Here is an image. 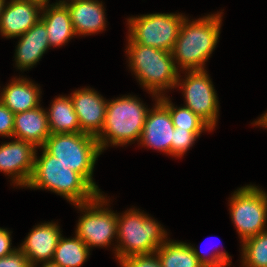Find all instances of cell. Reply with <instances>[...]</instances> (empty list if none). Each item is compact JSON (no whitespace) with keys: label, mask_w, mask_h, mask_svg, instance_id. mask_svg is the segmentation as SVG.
Masks as SVG:
<instances>
[{"label":"cell","mask_w":267,"mask_h":267,"mask_svg":"<svg viewBox=\"0 0 267 267\" xmlns=\"http://www.w3.org/2000/svg\"><path fill=\"white\" fill-rule=\"evenodd\" d=\"M186 79L178 75L176 86L181 87L185 98V107L204 120L212 129L216 127L219 102L209 74L205 70L186 72Z\"/></svg>","instance_id":"obj_10"},{"label":"cell","mask_w":267,"mask_h":267,"mask_svg":"<svg viewBox=\"0 0 267 267\" xmlns=\"http://www.w3.org/2000/svg\"><path fill=\"white\" fill-rule=\"evenodd\" d=\"M37 150L30 142L14 139L0 145V171L16 186L26 187L34 170Z\"/></svg>","instance_id":"obj_11"},{"label":"cell","mask_w":267,"mask_h":267,"mask_svg":"<svg viewBox=\"0 0 267 267\" xmlns=\"http://www.w3.org/2000/svg\"><path fill=\"white\" fill-rule=\"evenodd\" d=\"M60 227L54 222H45L34 226L24 242L18 247L28 258L31 267L50 263L61 237Z\"/></svg>","instance_id":"obj_14"},{"label":"cell","mask_w":267,"mask_h":267,"mask_svg":"<svg viewBox=\"0 0 267 267\" xmlns=\"http://www.w3.org/2000/svg\"><path fill=\"white\" fill-rule=\"evenodd\" d=\"M119 263L121 267H162L156 253L130 256Z\"/></svg>","instance_id":"obj_28"},{"label":"cell","mask_w":267,"mask_h":267,"mask_svg":"<svg viewBox=\"0 0 267 267\" xmlns=\"http://www.w3.org/2000/svg\"><path fill=\"white\" fill-rule=\"evenodd\" d=\"M168 109L173 121L175 129L189 130L193 132L197 137L203 131L213 130L204 120H202L198 115L193 113L189 108L183 107H174L170 99L164 96L158 98Z\"/></svg>","instance_id":"obj_24"},{"label":"cell","mask_w":267,"mask_h":267,"mask_svg":"<svg viewBox=\"0 0 267 267\" xmlns=\"http://www.w3.org/2000/svg\"><path fill=\"white\" fill-rule=\"evenodd\" d=\"M144 105L132 95L107 102L104 125L96 137L102 152L109 144L123 146L139 142L149 110Z\"/></svg>","instance_id":"obj_4"},{"label":"cell","mask_w":267,"mask_h":267,"mask_svg":"<svg viewBox=\"0 0 267 267\" xmlns=\"http://www.w3.org/2000/svg\"><path fill=\"white\" fill-rule=\"evenodd\" d=\"M117 242L115 255L118 261L130 256L155 253L167 240L165 229L144 212L137 209L117 214Z\"/></svg>","instance_id":"obj_5"},{"label":"cell","mask_w":267,"mask_h":267,"mask_svg":"<svg viewBox=\"0 0 267 267\" xmlns=\"http://www.w3.org/2000/svg\"><path fill=\"white\" fill-rule=\"evenodd\" d=\"M51 135L46 110L40 106L15 114L13 137L43 147Z\"/></svg>","instance_id":"obj_18"},{"label":"cell","mask_w":267,"mask_h":267,"mask_svg":"<svg viewBox=\"0 0 267 267\" xmlns=\"http://www.w3.org/2000/svg\"><path fill=\"white\" fill-rule=\"evenodd\" d=\"M221 14L222 12L208 14L194 21L184 18L171 50L177 70L179 66L185 72L205 70V62L215 50L219 40Z\"/></svg>","instance_id":"obj_1"},{"label":"cell","mask_w":267,"mask_h":267,"mask_svg":"<svg viewBox=\"0 0 267 267\" xmlns=\"http://www.w3.org/2000/svg\"><path fill=\"white\" fill-rule=\"evenodd\" d=\"M42 7L25 0L5 3L0 17V33L6 38L19 37L41 19Z\"/></svg>","instance_id":"obj_15"},{"label":"cell","mask_w":267,"mask_h":267,"mask_svg":"<svg viewBox=\"0 0 267 267\" xmlns=\"http://www.w3.org/2000/svg\"><path fill=\"white\" fill-rule=\"evenodd\" d=\"M174 130L169 109L157 99L154 108L148 110L139 144L171 155Z\"/></svg>","instance_id":"obj_12"},{"label":"cell","mask_w":267,"mask_h":267,"mask_svg":"<svg viewBox=\"0 0 267 267\" xmlns=\"http://www.w3.org/2000/svg\"><path fill=\"white\" fill-rule=\"evenodd\" d=\"M15 50L16 67L22 70L31 69L40 61L43 54L50 49L45 24L39 20L26 33L19 36Z\"/></svg>","instance_id":"obj_17"},{"label":"cell","mask_w":267,"mask_h":267,"mask_svg":"<svg viewBox=\"0 0 267 267\" xmlns=\"http://www.w3.org/2000/svg\"><path fill=\"white\" fill-rule=\"evenodd\" d=\"M185 16L152 13L128 19V43H137L171 52Z\"/></svg>","instance_id":"obj_7"},{"label":"cell","mask_w":267,"mask_h":267,"mask_svg":"<svg viewBox=\"0 0 267 267\" xmlns=\"http://www.w3.org/2000/svg\"><path fill=\"white\" fill-rule=\"evenodd\" d=\"M230 216L241 242L256 236L266 228L267 194L258 186L246 185L232 194Z\"/></svg>","instance_id":"obj_8"},{"label":"cell","mask_w":267,"mask_h":267,"mask_svg":"<svg viewBox=\"0 0 267 267\" xmlns=\"http://www.w3.org/2000/svg\"><path fill=\"white\" fill-rule=\"evenodd\" d=\"M31 3H35L37 5H39L40 7L44 8L45 6L48 5L49 0H25Z\"/></svg>","instance_id":"obj_33"},{"label":"cell","mask_w":267,"mask_h":267,"mask_svg":"<svg viewBox=\"0 0 267 267\" xmlns=\"http://www.w3.org/2000/svg\"><path fill=\"white\" fill-rule=\"evenodd\" d=\"M41 91L38 84L26 78H14L0 93V101L14 114L40 106Z\"/></svg>","instance_id":"obj_19"},{"label":"cell","mask_w":267,"mask_h":267,"mask_svg":"<svg viewBox=\"0 0 267 267\" xmlns=\"http://www.w3.org/2000/svg\"><path fill=\"white\" fill-rule=\"evenodd\" d=\"M69 2V0H59L56 4H64L68 8L76 35H91L105 29L107 21L102 1L71 0Z\"/></svg>","instance_id":"obj_16"},{"label":"cell","mask_w":267,"mask_h":267,"mask_svg":"<svg viewBox=\"0 0 267 267\" xmlns=\"http://www.w3.org/2000/svg\"><path fill=\"white\" fill-rule=\"evenodd\" d=\"M254 125H259L267 129V112L263 114L258 120L255 121Z\"/></svg>","instance_id":"obj_32"},{"label":"cell","mask_w":267,"mask_h":267,"mask_svg":"<svg viewBox=\"0 0 267 267\" xmlns=\"http://www.w3.org/2000/svg\"><path fill=\"white\" fill-rule=\"evenodd\" d=\"M47 29L50 47L62 46L76 36L69 10L64 4H49L42 9L40 19Z\"/></svg>","instance_id":"obj_20"},{"label":"cell","mask_w":267,"mask_h":267,"mask_svg":"<svg viewBox=\"0 0 267 267\" xmlns=\"http://www.w3.org/2000/svg\"><path fill=\"white\" fill-rule=\"evenodd\" d=\"M42 267H59V266L53 264L52 262H50V263H43V264H42Z\"/></svg>","instance_id":"obj_34"},{"label":"cell","mask_w":267,"mask_h":267,"mask_svg":"<svg viewBox=\"0 0 267 267\" xmlns=\"http://www.w3.org/2000/svg\"><path fill=\"white\" fill-rule=\"evenodd\" d=\"M109 201L104 194H99L93 201L74 204L80 211L85 212L76 225L75 234L88 246L106 247L117 237V214L104 208Z\"/></svg>","instance_id":"obj_9"},{"label":"cell","mask_w":267,"mask_h":267,"mask_svg":"<svg viewBox=\"0 0 267 267\" xmlns=\"http://www.w3.org/2000/svg\"><path fill=\"white\" fill-rule=\"evenodd\" d=\"M0 267H31L27 256L17 248L13 253L0 258Z\"/></svg>","instance_id":"obj_30"},{"label":"cell","mask_w":267,"mask_h":267,"mask_svg":"<svg viewBox=\"0 0 267 267\" xmlns=\"http://www.w3.org/2000/svg\"><path fill=\"white\" fill-rule=\"evenodd\" d=\"M5 1L6 0H0V17L2 15L3 7H4L5 3H6Z\"/></svg>","instance_id":"obj_35"},{"label":"cell","mask_w":267,"mask_h":267,"mask_svg":"<svg viewBox=\"0 0 267 267\" xmlns=\"http://www.w3.org/2000/svg\"><path fill=\"white\" fill-rule=\"evenodd\" d=\"M162 267H203L190 244L166 240L155 252Z\"/></svg>","instance_id":"obj_22"},{"label":"cell","mask_w":267,"mask_h":267,"mask_svg":"<svg viewBox=\"0 0 267 267\" xmlns=\"http://www.w3.org/2000/svg\"><path fill=\"white\" fill-rule=\"evenodd\" d=\"M192 249L194 251L195 256L200 261V263L203 265V267H226L231 265L230 256L226 251H214V253L209 254V257L201 254L200 250L198 251L195 246ZM208 257V258H207Z\"/></svg>","instance_id":"obj_27"},{"label":"cell","mask_w":267,"mask_h":267,"mask_svg":"<svg viewBox=\"0 0 267 267\" xmlns=\"http://www.w3.org/2000/svg\"><path fill=\"white\" fill-rule=\"evenodd\" d=\"M198 137L189 130L175 129L171 143V155L182 157L193 146Z\"/></svg>","instance_id":"obj_26"},{"label":"cell","mask_w":267,"mask_h":267,"mask_svg":"<svg viewBox=\"0 0 267 267\" xmlns=\"http://www.w3.org/2000/svg\"><path fill=\"white\" fill-rule=\"evenodd\" d=\"M11 232L0 227V258L13 253L16 248H11Z\"/></svg>","instance_id":"obj_31"},{"label":"cell","mask_w":267,"mask_h":267,"mask_svg":"<svg viewBox=\"0 0 267 267\" xmlns=\"http://www.w3.org/2000/svg\"><path fill=\"white\" fill-rule=\"evenodd\" d=\"M88 246L75 234L72 238H59L52 263L59 267H81L90 255Z\"/></svg>","instance_id":"obj_23"},{"label":"cell","mask_w":267,"mask_h":267,"mask_svg":"<svg viewBox=\"0 0 267 267\" xmlns=\"http://www.w3.org/2000/svg\"><path fill=\"white\" fill-rule=\"evenodd\" d=\"M15 114L0 101V135L13 137Z\"/></svg>","instance_id":"obj_29"},{"label":"cell","mask_w":267,"mask_h":267,"mask_svg":"<svg viewBox=\"0 0 267 267\" xmlns=\"http://www.w3.org/2000/svg\"><path fill=\"white\" fill-rule=\"evenodd\" d=\"M242 266L267 267V230L242 241Z\"/></svg>","instance_id":"obj_25"},{"label":"cell","mask_w":267,"mask_h":267,"mask_svg":"<svg viewBox=\"0 0 267 267\" xmlns=\"http://www.w3.org/2000/svg\"><path fill=\"white\" fill-rule=\"evenodd\" d=\"M126 53L130 69L155 100L163 95L162 91L176 87L180 70H177L171 52L128 43Z\"/></svg>","instance_id":"obj_3"},{"label":"cell","mask_w":267,"mask_h":267,"mask_svg":"<svg viewBox=\"0 0 267 267\" xmlns=\"http://www.w3.org/2000/svg\"><path fill=\"white\" fill-rule=\"evenodd\" d=\"M70 98L78 116L80 132L97 137L104 125L108 100L91 88L75 90Z\"/></svg>","instance_id":"obj_13"},{"label":"cell","mask_w":267,"mask_h":267,"mask_svg":"<svg viewBox=\"0 0 267 267\" xmlns=\"http://www.w3.org/2000/svg\"><path fill=\"white\" fill-rule=\"evenodd\" d=\"M43 148L72 171L81 174L102 194L92 177L96 160L102 153L96 137L81 132L51 134Z\"/></svg>","instance_id":"obj_6"},{"label":"cell","mask_w":267,"mask_h":267,"mask_svg":"<svg viewBox=\"0 0 267 267\" xmlns=\"http://www.w3.org/2000/svg\"><path fill=\"white\" fill-rule=\"evenodd\" d=\"M46 113L51 134L80 132V123L70 96L55 98Z\"/></svg>","instance_id":"obj_21"},{"label":"cell","mask_w":267,"mask_h":267,"mask_svg":"<svg viewBox=\"0 0 267 267\" xmlns=\"http://www.w3.org/2000/svg\"><path fill=\"white\" fill-rule=\"evenodd\" d=\"M41 149L40 158L35 154L34 170L27 188L48 189L73 205L93 201L100 194L81 174L72 171L43 147Z\"/></svg>","instance_id":"obj_2"}]
</instances>
